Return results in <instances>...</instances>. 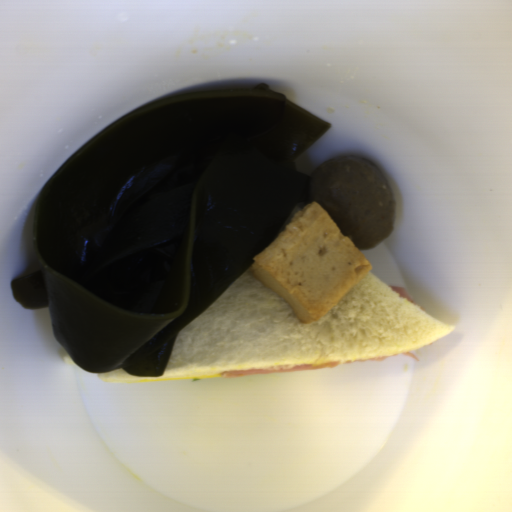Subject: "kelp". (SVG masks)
Returning <instances> with one entry per match:
<instances>
[{
    "mask_svg": "<svg viewBox=\"0 0 512 512\" xmlns=\"http://www.w3.org/2000/svg\"><path fill=\"white\" fill-rule=\"evenodd\" d=\"M331 126L266 82L182 93L111 123L37 195L40 266L12 279L14 301L49 308L83 371L162 376L178 333L314 201L295 163Z\"/></svg>",
    "mask_w": 512,
    "mask_h": 512,
    "instance_id": "99668d17",
    "label": "kelp"
}]
</instances>
